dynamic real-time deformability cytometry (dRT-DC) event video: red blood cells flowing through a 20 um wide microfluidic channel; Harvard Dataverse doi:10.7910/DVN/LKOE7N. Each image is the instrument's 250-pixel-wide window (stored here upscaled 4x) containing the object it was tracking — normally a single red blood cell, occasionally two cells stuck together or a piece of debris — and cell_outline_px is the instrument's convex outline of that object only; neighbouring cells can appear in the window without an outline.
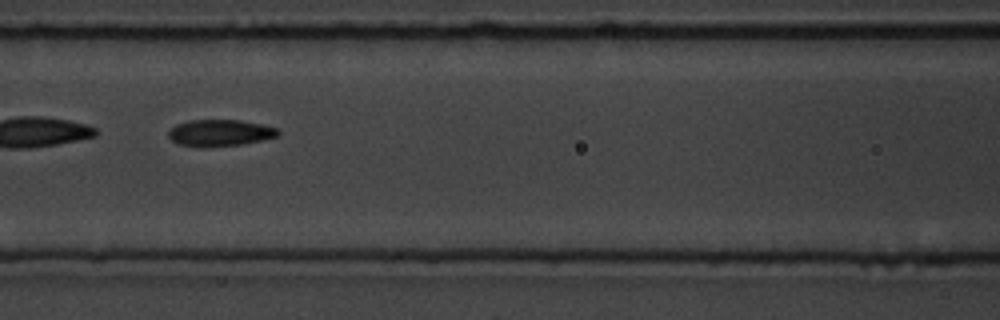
{"species": "common noctule bat (a hibernating species)", "species_latin": "Nyctalus noctula", "temperature_condition": "room temperature", "stored_images_in_passage": 15, "camera_frame_rate_fps": 3000, "um_per_image_px": 0.085, "animal": {"sex": "male", "body_mass_g": 19.5, "forearm_length_mm": 54.6}, "frame": {"image": 1, "passage_image": 7, "time_ms": 6.667, "image_size_px": [1000, 320], "cell_outline_px": [[280, 132], [276, 136], [260, 140], [240, 144], [204, 148], [176, 144], [168, 136], [168, 132], [176, 124], [188, 120], [240, 120], [260, 124], [276, 128]], "centroid_in_image_um": [18.63, 11.3], "position_along_channel_um": 148.0, "area_um2": 16.94}}
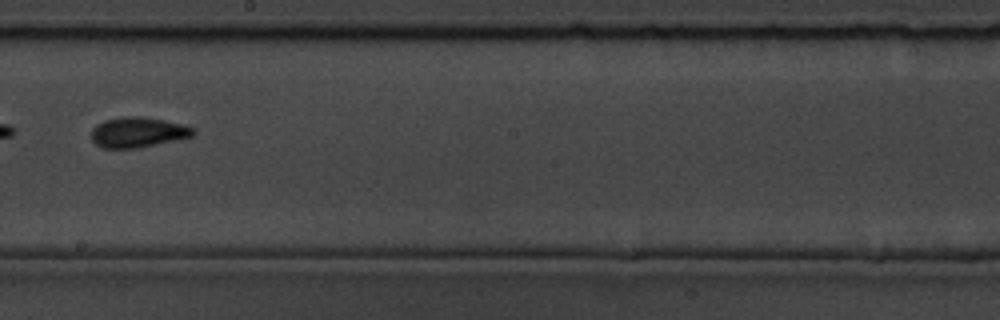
{"frame": {"image": 2, "passage_image": 9, "time_ms": 9.0, "image_size_px": [1000, 320], "cell_outline_px": [[196, 132], [192, 136], [156, 144], [136, 148], [104, 148], [96, 144], [92, 140], [92, 128], [96, 124], [104, 120], [120, 116], [144, 116], [184, 124], [192, 128]], "centroid_in_image_um": [11.69, 11.22], "position_along_channel_um": 236.5, "area_um2": 17.98}}
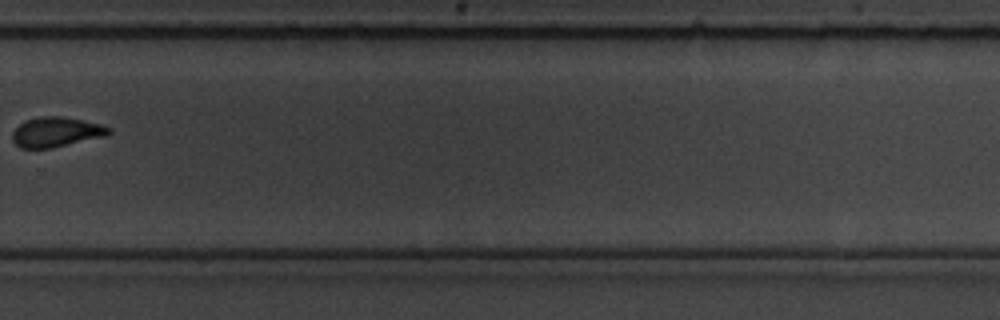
{"frame": {"image": 3, "passage_image": 11, "time_ms": 11.333, "image_size_px": [1000, 320], "cell_outline_px": [[112, 132], [108, 136], [52, 148], [20, 148], [12, 140], [12, 132], [24, 120], [40, 116], [60, 116], [84, 120], [100, 124], [112, 128]], "centroid_in_image_um": [4.81, 11.22], "position_along_channel_um": 325.0, "area_um2": 17.05}, "authors_computed_cell_mechanics": {"area_um2": 17.051, "velocity_mm_per_s": 3.7933, "shape_relaxation_time_tau1_ms": 7.4361, "shape_relaxation_time_tau2_ms": 5.0012, "deformation_change_tau1": 0.1975, "deformation_change_tau2": 0.1318}}